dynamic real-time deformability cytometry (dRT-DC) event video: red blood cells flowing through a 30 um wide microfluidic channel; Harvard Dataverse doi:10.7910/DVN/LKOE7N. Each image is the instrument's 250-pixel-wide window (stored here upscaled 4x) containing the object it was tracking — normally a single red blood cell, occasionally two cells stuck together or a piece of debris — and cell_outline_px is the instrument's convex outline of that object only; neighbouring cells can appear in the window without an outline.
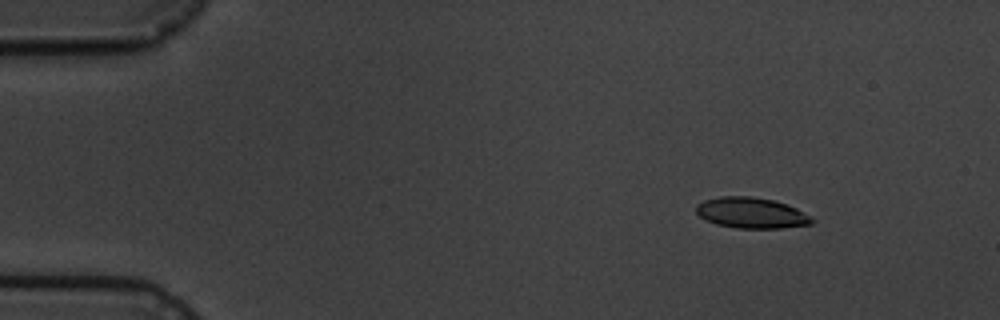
{"species": "common noctule bat (a hibernating species)", "species_latin": "Nyctalus noctula", "temperature_condition": "cold", "stored_images_in_passage": 8, "camera_frame_rate_fps": 3000, "um_per_image_px": 0.085, "animal": {"sex": "male", "body_mass_g": 19.5, "forearm_length_mm": 54.6}, "frame": {"image": 1, "passage_image": 3, "time_ms": 2.333, "image_size_px": [1000, 320], "cell_outline_px": [[816, 220], [812, 224], [780, 228], [736, 228], [716, 224], [704, 220], [696, 212], [696, 204], [704, 200], [720, 196], [752, 196], [772, 200], [796, 208]], "centroid_in_image_um": [63.83, 18.1], "position_along_channel_um": 21.2, "area_um2": 20.75}}
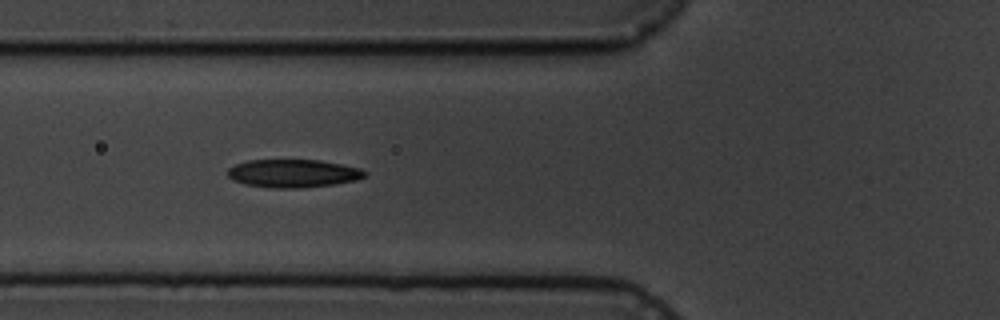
{"frame": {"image": 2, "passage_image": 7, "time_ms": 7.0, "image_size_px": [1000, 320], "cell_outline_px": [[368, 172], [364, 176], [356, 180], [336, 184], [296, 188], [272, 188], [244, 184], [232, 180], [228, 176], [228, 168], [236, 164], [248, 160], [320, 160], [360, 168]], "centroid_in_image_um": [24.9, 14.74], "position_along_channel_um": 100.9, "area_um2": 22.43}}
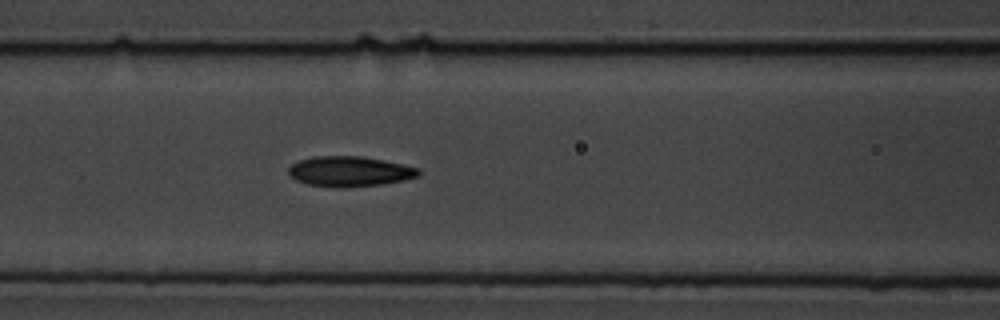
{"frame": {"image": 3, "passage_image": 8, "time_ms": 8.0, "image_size_px": [1000, 320], "cell_outline_px": [[420, 172], [416, 176], [404, 180], [380, 184], [344, 188], [308, 184], [296, 180], [288, 172], [288, 168], [292, 164], [300, 160], [312, 156], [360, 156], [384, 160], [404, 164], [420, 168]], "centroid_in_image_um": [29.72, 14.56], "position_along_channel_um": 136.9, "area_um2": 22.77}}